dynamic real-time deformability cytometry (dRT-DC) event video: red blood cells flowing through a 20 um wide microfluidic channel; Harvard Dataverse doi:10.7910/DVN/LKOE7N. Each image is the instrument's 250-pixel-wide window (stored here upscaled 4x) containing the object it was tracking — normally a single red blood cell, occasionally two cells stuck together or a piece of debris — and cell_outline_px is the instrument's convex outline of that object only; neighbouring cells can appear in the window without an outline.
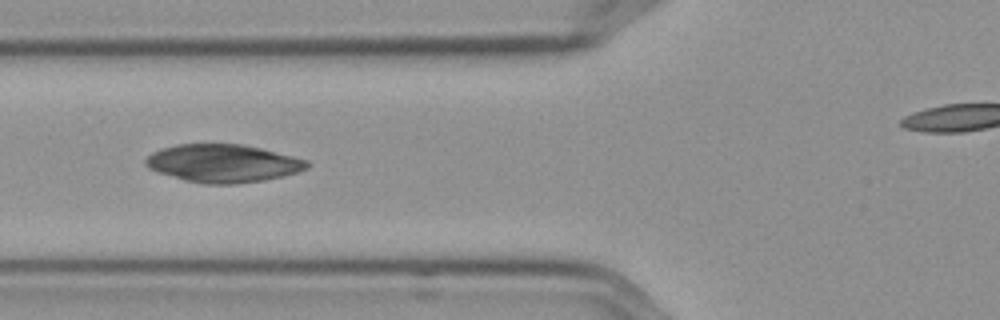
{"species": "Egyptian fruit bat (a non-hibernating species)", "species_latin": "Rousettus aegyptiacus", "temperature_condition": "cold", "stored_images_in_passage": 10, "camera_frame_rate_fps": 3000, "um_per_image_px": 0.085, "frame": {"image": 1, "passage_image": 6, "time_ms": 1.667, "image_size_px": [1000, 320], "cell_outline_px": [[308, 168], [296, 172], [264, 180], [236, 184], [204, 184], [184, 180], [156, 172], [148, 168], [144, 164], [144, 160], [152, 152], [160, 148], [176, 144], [240, 144], [260, 148], [308, 160]], "centroid_in_image_um": [18.89, 13.88], "position_along_channel_um": 106.9, "area_um2": 35.66}}
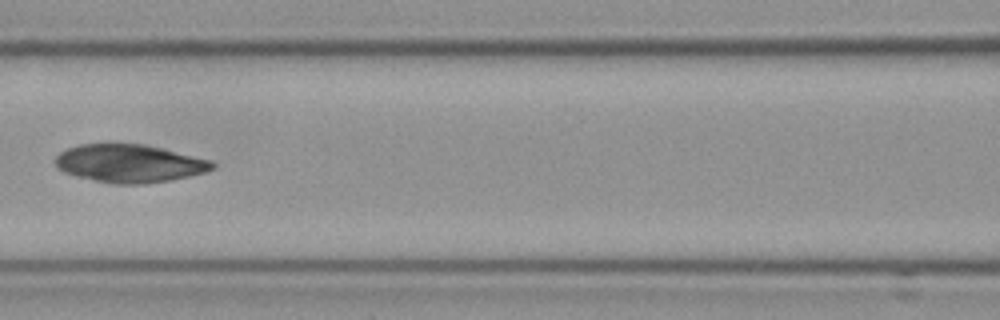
{"frame": {"image": 2, "passage_image": 7, "time_ms": 2.0, "image_size_px": [1000, 320], "cell_outline_px": [[216, 164], [212, 168], [204, 172], [172, 180], [144, 184], [116, 184], [76, 176], [64, 172], [56, 164], [56, 156], [60, 152], [68, 148], [80, 144], [104, 140], [112, 140], [144, 144], [212, 160]], "centroid_in_image_um": [10.97, 13.84], "position_along_channel_um": 155.6, "area_um2": 35.49}}